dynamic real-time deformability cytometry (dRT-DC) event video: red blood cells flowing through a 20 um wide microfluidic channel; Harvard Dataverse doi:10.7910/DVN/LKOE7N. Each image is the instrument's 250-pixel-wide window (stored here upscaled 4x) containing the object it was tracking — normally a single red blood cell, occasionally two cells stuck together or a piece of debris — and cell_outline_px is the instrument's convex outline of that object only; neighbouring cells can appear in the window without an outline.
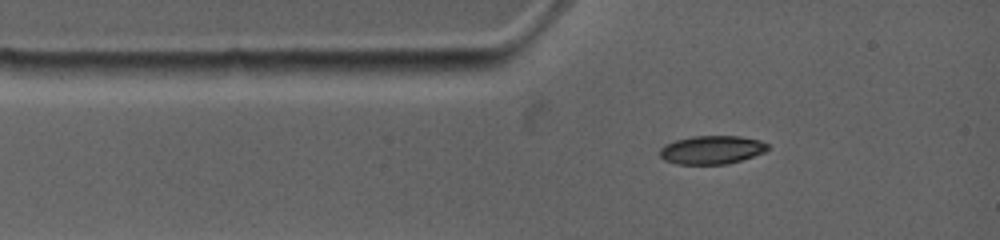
{"species": "common noctule bat (a hibernating species)", "species_latin": "Nyctalus noctula", "temperature_condition": "warm", "stored_images_in_passage": 3, "camera_frame_rate_fps": 4500, "um_per_image_px": 0.085, "animal": {"sex": "female", "body_mass_g": 19.0, "forearm_length_mm": 53.3}, "frame": {"image": 1, "passage_image": 1, "time_ms": 0.0, "image_size_px": [1000, 240], "cell_outline_px": [[768, 148], [764, 152], [728, 164], [676, 164], [664, 160], [660, 156], [660, 148], [676, 140], [696, 136], [736, 136], [756, 140], [768, 144]], "centroid_in_image_um": [60.47, 12.75], "position_along_channel_um": 24.5, "area_um2": 17.51}}
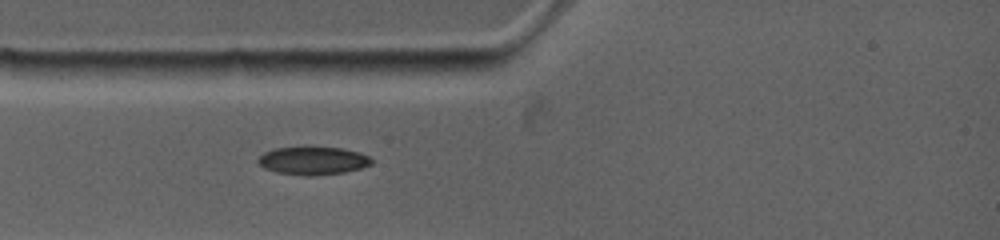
{"frame": {"image": 2, "passage_image": 3, "time_ms": 1.111, "image_size_px": [1000, 240], "cell_outline_px": [[372, 164], [360, 168], [344, 172], [316, 176], [304, 176], [276, 172], [264, 168], [260, 164], [260, 156], [264, 152], [276, 148], [340, 148], [356, 152], [368, 156], [372, 160]], "centroid_in_image_um": [26.6, 13.68], "position_along_channel_um": 58.4, "area_um2": 18.09}}